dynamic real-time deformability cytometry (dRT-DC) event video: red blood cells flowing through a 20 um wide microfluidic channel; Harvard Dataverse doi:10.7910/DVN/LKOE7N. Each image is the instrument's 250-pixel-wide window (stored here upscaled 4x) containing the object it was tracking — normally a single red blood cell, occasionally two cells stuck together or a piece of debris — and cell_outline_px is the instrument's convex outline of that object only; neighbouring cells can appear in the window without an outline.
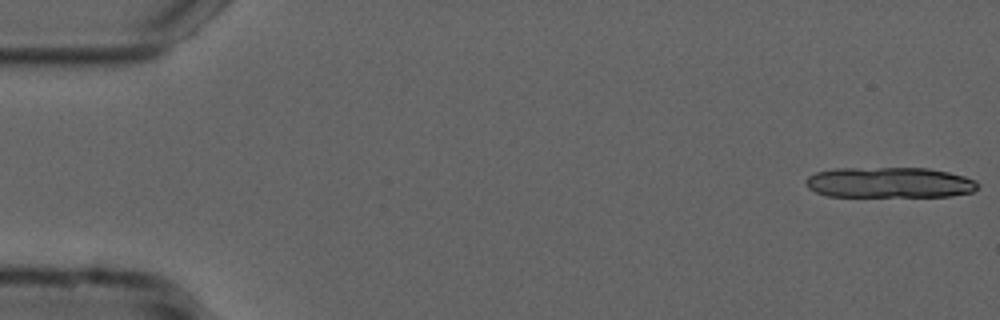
{"species": "common noctule bat (a hibernating species)", "species_latin": "Nyctalus noctula", "temperature_condition": "cold", "stored_images_in_passage": 13, "camera_frame_rate_fps": 3000, "um_per_image_px": 0.085, "animal": {"sex": "male", "forearm_length_mm": 52.5}, "frame": {"image": 1, "passage_image": 1, "time_ms": 0.0, "image_size_px": [1000, 320], "cell_outline_px": [[980, 184], [972, 192], [952, 196], [828, 196], [816, 192], [808, 188], [804, 180], [808, 176], [816, 172], [836, 168], [928, 168], [948, 172], [964, 176], [976, 180]], "centroid_in_image_um": [75.6, 15.51], "position_along_channel_um": 9.4, "area_um2": 30.81}}